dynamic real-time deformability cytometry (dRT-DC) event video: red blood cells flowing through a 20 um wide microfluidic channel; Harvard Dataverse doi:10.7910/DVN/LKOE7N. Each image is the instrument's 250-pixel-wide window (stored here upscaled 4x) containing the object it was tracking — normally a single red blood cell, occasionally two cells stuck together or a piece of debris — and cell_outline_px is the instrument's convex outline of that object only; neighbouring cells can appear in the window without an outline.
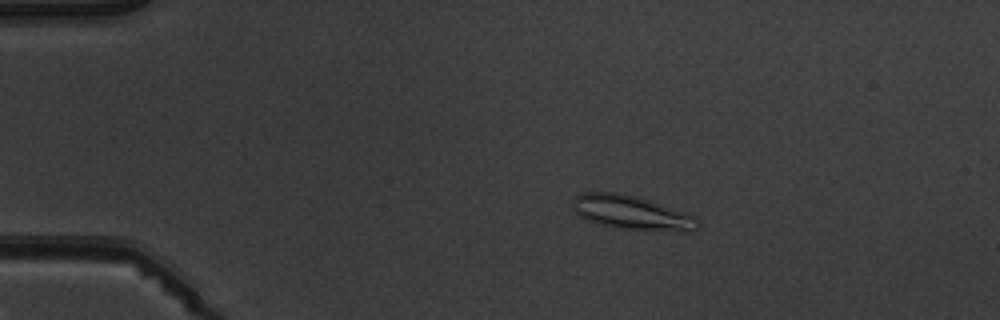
{"species": "common noctule bat (a hibernating species)", "species_latin": "Nyctalus noctula", "temperature_condition": "warm", "stored_images_in_passage": 5, "camera_frame_rate_fps": 3000, "um_per_image_px": 0.085, "animal": {"sex": "male", "body_mass_g": 19.5, "forearm_length_mm": 54.6}, "frame": {"image": 1, "passage_image": 1, "time_ms": 0.0, "image_size_px": [1000, 320], "cell_outline_px": [[700, 224], [692, 232], [684, 232], [620, 228], [600, 224], [588, 220], [580, 216], [572, 208], [572, 200], [580, 192], [616, 192], [636, 196], [688, 212]], "centroid_in_image_um": [53.7, 18.06], "position_along_channel_um": 31.3, "area_um2": 24.85}}
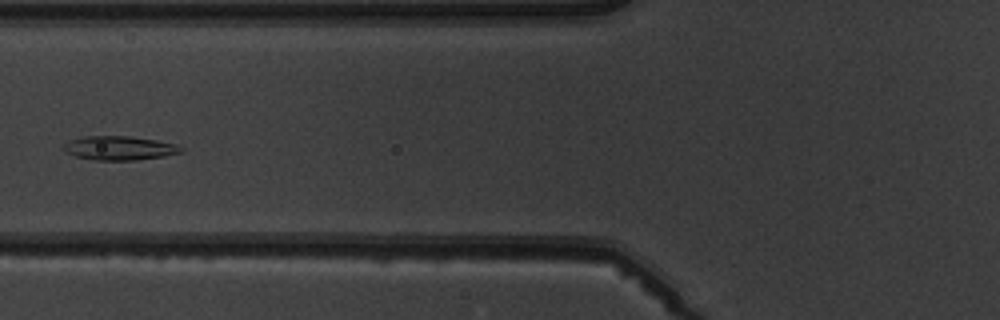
{"frame": {"image": 2, "passage_image": 4, "time_ms": 3.667, "image_size_px": [1000, 320], "cell_outline_px": [[184, 152], [164, 156], [136, 160], [92, 160], [76, 156], [68, 152], [64, 148], [64, 144], [68, 140], [84, 136], [128, 136], [156, 140], [176, 144], [184, 148]], "centroid_in_image_um": [10.18, 12.58], "position_along_channel_um": 115.6, "area_um2": 16.42}}
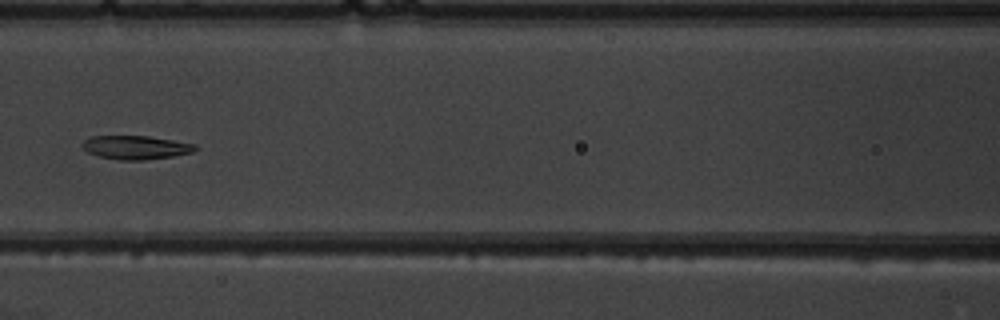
{"frame": {"image": 3, "passage_image": 5, "time_ms": 4.667, "image_size_px": [1000, 320], "cell_outline_px": [[196, 148], [192, 152], [172, 156], [144, 160], [120, 160], [100, 156], [88, 152], [80, 144], [84, 140], [92, 136], [148, 136], [196, 144]], "centroid_in_image_um": [11.52, 12.52], "position_along_channel_um": 155.1, "area_um2": 15.37}}